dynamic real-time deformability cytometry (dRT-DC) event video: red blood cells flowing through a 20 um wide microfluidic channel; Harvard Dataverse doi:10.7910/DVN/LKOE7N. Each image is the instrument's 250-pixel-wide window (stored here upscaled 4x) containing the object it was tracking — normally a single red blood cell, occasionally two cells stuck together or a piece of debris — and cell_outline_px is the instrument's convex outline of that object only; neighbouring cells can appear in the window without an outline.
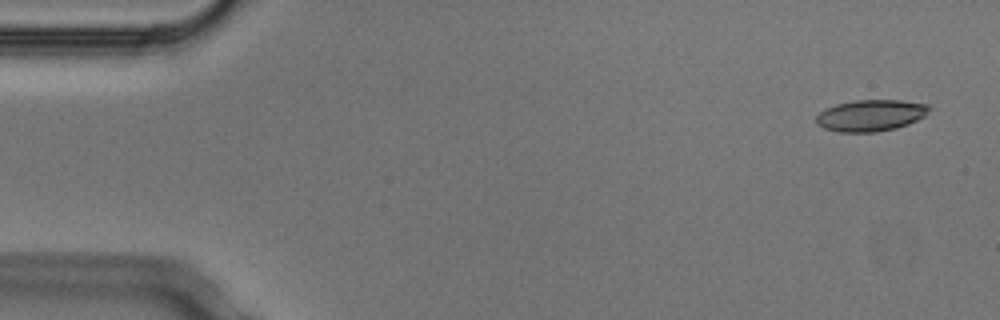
{"species": "Egyptian fruit bat (a non-hibernating species)", "species_latin": "Rousettus aegyptiacus", "temperature_condition": "cold", "stored_images_in_passage": 5, "camera_frame_rate_fps": 3000, "um_per_image_px": 0.085, "animal": {"sex": "male"}, "frame": {"image": 1, "passage_image": 1, "time_ms": 0.0, "image_size_px": [1000, 320], "cell_outline_px": [[932, 108], [924, 116], [908, 124], [896, 128], [876, 132], [840, 132], [824, 128], [816, 124], [816, 116], [820, 112], [836, 104], [856, 100], [900, 100], [928, 104]], "centroid_in_image_um": [74.02, 9.81], "position_along_channel_um": 11.0, "area_um2": 20.69}}
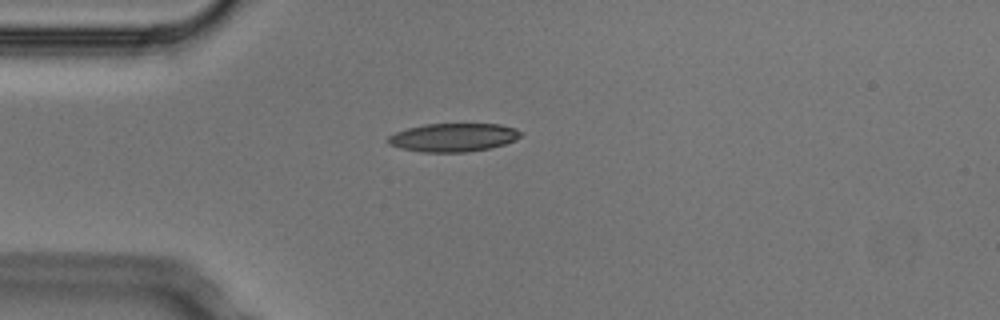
{"frame": {"image": 2, "passage_image": 4, "time_ms": 1.0, "image_size_px": [1000, 320], "cell_outline_px": [[524, 132], [516, 140], [504, 144], [488, 148], [464, 152], [424, 152], [400, 148], [388, 144], [384, 140], [388, 136], [396, 132], [408, 128], [424, 124], [500, 124], [516, 128]], "centroid_in_image_um": [38.52, 11.67], "position_along_channel_um": 46.5, "area_um2": 22.02}}